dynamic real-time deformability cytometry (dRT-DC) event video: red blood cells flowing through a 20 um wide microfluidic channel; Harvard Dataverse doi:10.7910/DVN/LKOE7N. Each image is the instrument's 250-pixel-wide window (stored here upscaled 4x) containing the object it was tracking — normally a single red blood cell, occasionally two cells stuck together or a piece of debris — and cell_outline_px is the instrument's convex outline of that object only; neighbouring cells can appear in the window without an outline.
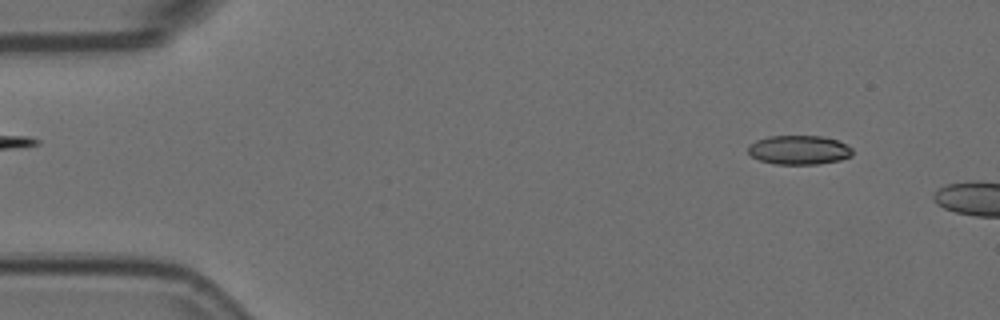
{"species": "Egyptian fruit bat (a non-hibernating species)", "species_latin": "Rousettus aegyptiacus", "temperature_condition": "room temperature", "stored_images_in_passage": 2, "camera_frame_rate_fps": 3000, "um_per_image_px": 0.085, "animal": {"sex": "female"}, "frame": {"image": 1, "passage_image": 1, "time_ms": 0.0, "image_size_px": [1000, 320], "cell_outline_px": [[852, 156], [840, 160], [820, 164], [772, 164], [760, 160], [752, 156], [748, 152], [748, 144], [756, 140], [768, 136], [820, 136], [836, 140], [852, 148]], "centroid_in_image_um": [67.89, 12.75], "position_along_channel_um": 17.1, "area_um2": 17.74}}